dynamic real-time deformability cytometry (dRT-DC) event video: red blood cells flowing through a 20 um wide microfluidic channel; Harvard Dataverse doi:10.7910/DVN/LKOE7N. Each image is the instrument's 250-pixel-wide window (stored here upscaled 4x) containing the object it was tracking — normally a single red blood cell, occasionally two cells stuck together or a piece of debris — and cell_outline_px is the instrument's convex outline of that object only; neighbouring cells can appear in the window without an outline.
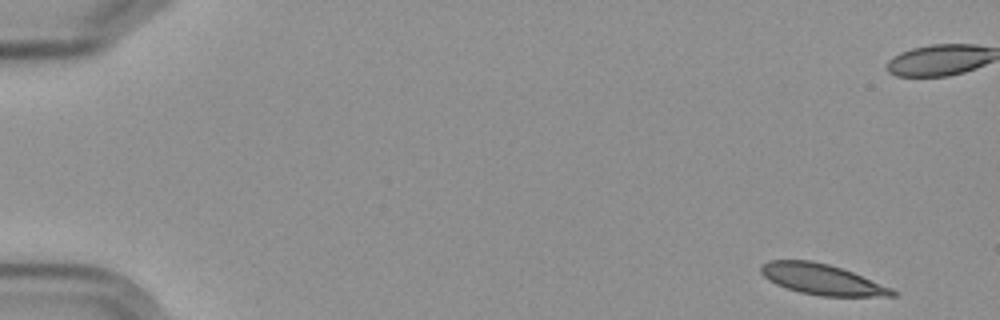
{"species": "Egyptian fruit bat (a non-hibernating species)", "species_latin": "Rousettus aegyptiacus", "temperature_condition": "cold", "stored_images_in_passage": 7, "camera_frame_rate_fps": 3000, "um_per_image_px": 0.085, "frame": {"image": 1, "passage_image": 1, "time_ms": 0.0, "image_size_px": [1000, 320], "cell_outline_px": [[896, 296], [820, 296], [800, 292], [784, 288], [768, 280], [760, 272], [760, 264], [768, 260], [812, 260], [828, 264], [852, 272], [892, 288], [896, 292]], "centroid_in_image_um": [69.81, 23.74], "position_along_channel_um": 15.2, "area_um2": 23.47}}
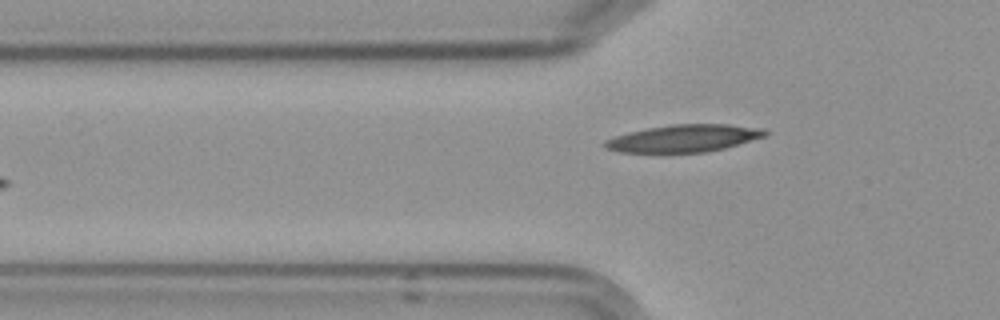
{"frame": {"image": 2, "passage_image": 7, "time_ms": 7.0, "image_size_px": [1000, 320], "cell_outline_px": [[768, 136], [724, 148], [708, 152], [664, 156], [620, 152], [604, 148], [600, 144], [604, 140], [628, 132], [648, 128], [672, 124], [728, 124], [764, 128], [768, 132]], "centroid_in_image_um": [58.06, 11.81], "position_along_channel_um": 67.7, "area_um2": 26.93}}